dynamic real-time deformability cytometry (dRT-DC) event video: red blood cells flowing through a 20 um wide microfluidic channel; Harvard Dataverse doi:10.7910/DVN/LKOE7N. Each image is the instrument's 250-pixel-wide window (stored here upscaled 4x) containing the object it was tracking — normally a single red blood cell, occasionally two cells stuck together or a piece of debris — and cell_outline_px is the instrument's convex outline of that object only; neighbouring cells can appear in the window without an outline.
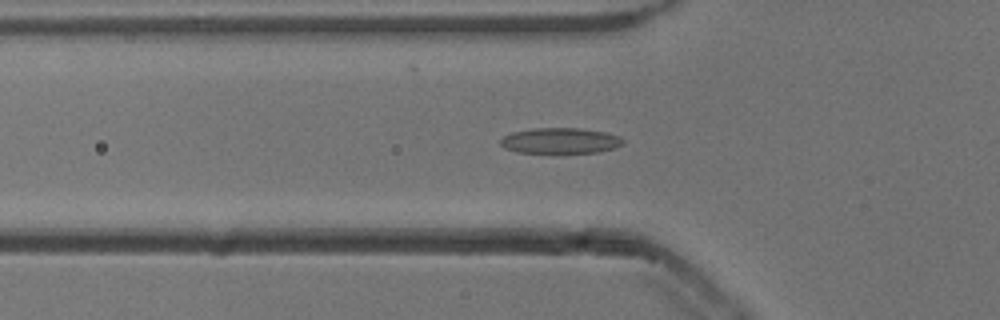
{"species": "common noctule bat (a hibernating species)", "species_latin": "Nyctalus noctula", "temperature_condition": "cold", "stored_images_in_passage": 53, "camera_frame_rate_fps": 3000, "um_per_image_px": 0.085, "animal": {"sex": "male", "body_mass_g": 13.3}, "frame": {"image": 1, "passage_image": 18, "time_ms": 5.667, "image_size_px": [1000, 320], "cell_outline_px": [[624, 144], [600, 152], [516, 152], [504, 148], [500, 144], [500, 140], [504, 136], [512, 132], [532, 128], [580, 128], [604, 132], [620, 136], [624, 140]], "centroid_in_image_um": [47.61, 11.95], "position_along_channel_um": 78.2, "area_um2": 18.21}}
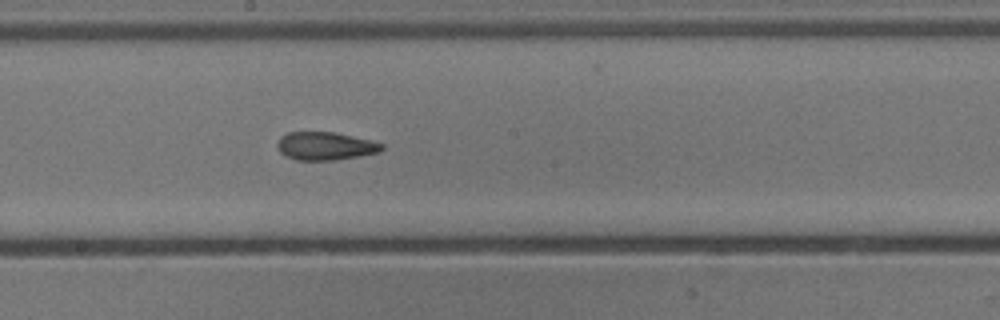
{"frame": {"image": 2, "passage_image": 29, "time_ms": 9.333, "image_size_px": [1000, 320], "cell_outline_px": [[384, 148], [380, 152], [360, 156], [336, 160], [296, 160], [280, 152], [276, 148], [276, 144], [280, 136], [288, 132], [336, 132], [372, 140], [384, 144]], "centroid_in_image_um": [27.67, 12.41], "position_along_channel_um": 220.5, "area_um2": 17.34}}
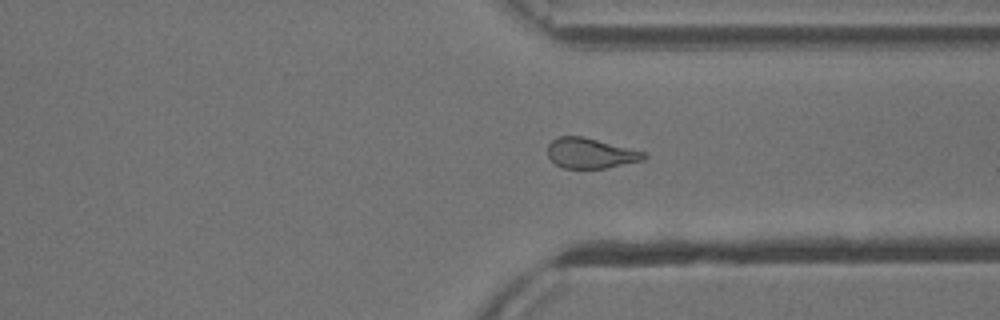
{"frame": {"image": 3, "passage_image": 40, "time_ms": 13.0, "image_size_px": [1000, 320], "cell_outline_px": [[648, 156], [644, 160], [604, 168], [564, 168], [556, 164], [548, 156], [548, 144], [556, 136], [584, 136], [648, 152]], "centroid_in_image_um": [50.23, 13.0], "position_along_channel_um": 361.2, "area_um2": 17.17}, "authors_computed_cell_mechanics": {"area_um2": 18.0336, "velocity_mm_per_s": 3.8377, "shape_relaxation_time_tau1_ms": null, "shape_relaxation_time_tau2_ms": 5.7573, "deformation_change_tau1": null, "deformation_change_tau2": 0.1324}}